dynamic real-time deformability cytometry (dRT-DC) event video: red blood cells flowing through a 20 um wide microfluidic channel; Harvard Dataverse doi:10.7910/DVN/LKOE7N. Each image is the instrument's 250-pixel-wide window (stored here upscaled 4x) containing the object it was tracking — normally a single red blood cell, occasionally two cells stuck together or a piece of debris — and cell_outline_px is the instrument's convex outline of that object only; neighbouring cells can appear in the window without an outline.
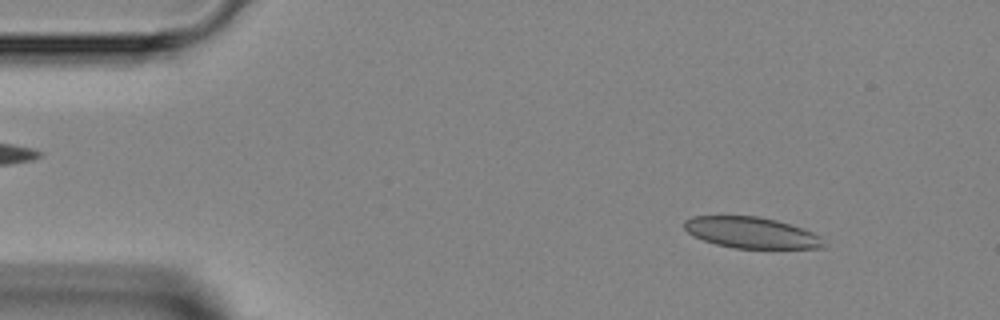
{"species": "Egyptian fruit bat (a non-hibernating species)", "species_latin": "Rousettus aegyptiacus", "temperature_condition": "room temperature", "stored_images_in_passage": 2, "camera_frame_rate_fps": 3000, "um_per_image_px": 0.085, "animal": {"sex": "female"}, "frame": {"image": 1, "passage_image": 1, "time_ms": 0.0, "image_size_px": [1000, 320], "cell_outline_px": [[824, 248], [732, 248], [716, 244], [704, 240], [688, 232], [684, 228], [684, 220], [692, 216], [756, 216], [776, 220], [812, 232], [820, 236], [824, 244]], "centroid_in_image_um": [63.84, 19.77], "position_along_channel_um": 21.2, "area_um2": 24.97}}